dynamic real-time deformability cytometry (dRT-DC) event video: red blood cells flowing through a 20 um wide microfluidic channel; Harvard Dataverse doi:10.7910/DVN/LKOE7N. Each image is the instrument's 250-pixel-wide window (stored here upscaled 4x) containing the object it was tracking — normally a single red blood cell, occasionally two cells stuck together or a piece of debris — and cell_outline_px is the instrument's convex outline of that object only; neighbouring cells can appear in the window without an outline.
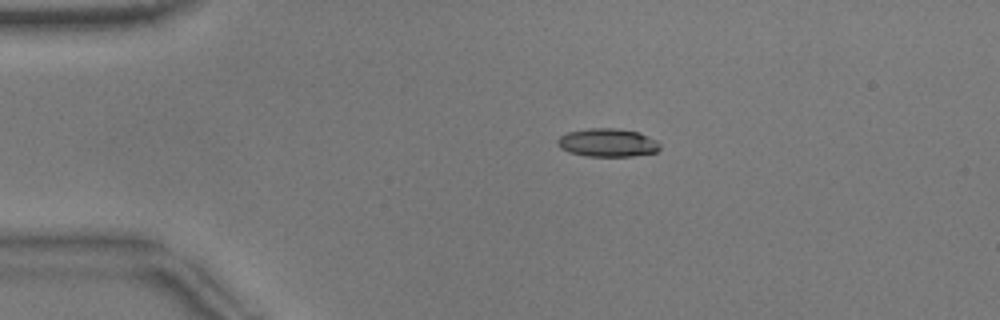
{"species": "common noctule bat (a hibernating species)", "species_latin": "Nyctalus noctula", "temperature_condition": "warm", "stored_images_in_passage": 43, "camera_frame_rate_fps": 3000, "um_per_image_px": 0.085, "animal": {"sex": "male", "body_mass_g": 17.9}, "frame": {"image": 1, "passage_image": 1, "time_ms": 0.0, "image_size_px": [1000, 320], "cell_outline_px": [[660, 148], [656, 152], [632, 156], [588, 156], [568, 152], [560, 148], [556, 144], [556, 140], [560, 136], [568, 132], [588, 128], [616, 128], [640, 132], [656, 140], [660, 144]], "centroid_in_image_um": [51.63, 12.12], "position_along_channel_um": 33.4, "area_um2": 16.99}}
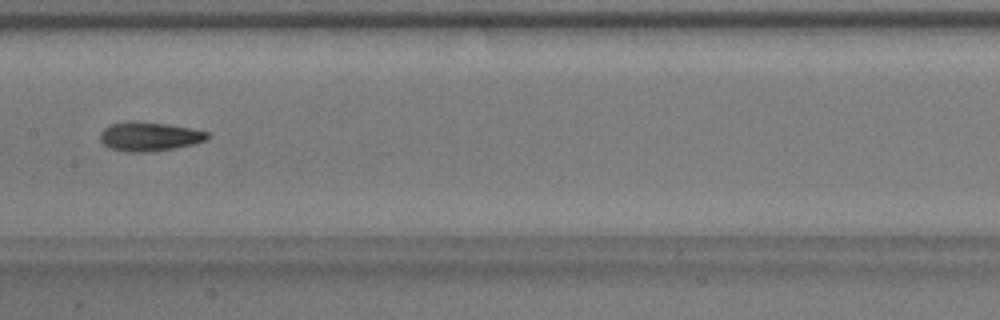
{"frame": {"image": 2, "passage_image": 17, "time_ms": 5.333, "image_size_px": [1000, 320], "cell_outline_px": [[208, 136], [204, 140], [192, 144], [172, 148], [144, 152], [124, 152], [108, 148], [100, 140], [100, 132], [108, 124], [128, 120], [132, 120], [164, 124], [192, 128], [208, 132]], "centroid_in_image_um": [12.6, 11.59], "position_along_channel_um": 194.8, "area_um2": 18.15}}
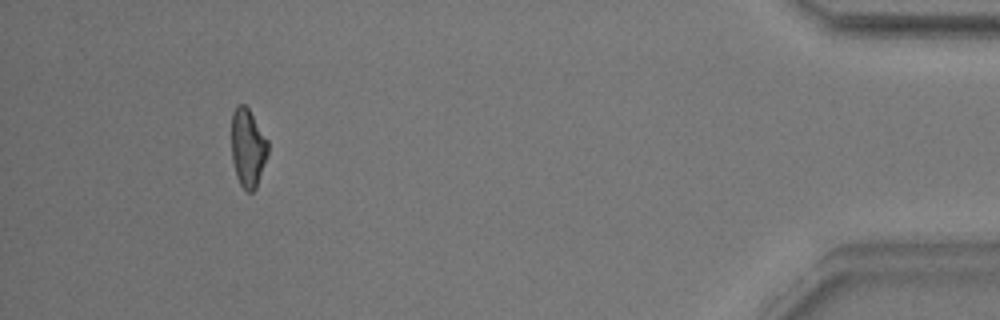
{"frame": {"image": 3, "passage_image": 39, "time_ms": 12.667, "image_size_px": [1000, 320], "cell_outline_px": [[268, 152], [256, 188], [252, 192], [248, 192], [240, 184], [236, 176], [232, 160], [232, 112], [240, 104], [244, 104], [248, 108], [268, 140]], "centroid_in_image_um": [21.06, 12.57], "position_along_channel_um": 414.1, "area_um2": 16.47}, "authors_computed_cell_mechanics": {"area_um2": 16.9932, "velocity_mm_per_s": 3.8606, "shape_relaxation_time_tau1_ms": 5.3382, "shape_relaxation_time_tau2_ms": 3.1262, "deformation_change_tau1": 0.1844, "deformation_change_tau2": 0.0853}}